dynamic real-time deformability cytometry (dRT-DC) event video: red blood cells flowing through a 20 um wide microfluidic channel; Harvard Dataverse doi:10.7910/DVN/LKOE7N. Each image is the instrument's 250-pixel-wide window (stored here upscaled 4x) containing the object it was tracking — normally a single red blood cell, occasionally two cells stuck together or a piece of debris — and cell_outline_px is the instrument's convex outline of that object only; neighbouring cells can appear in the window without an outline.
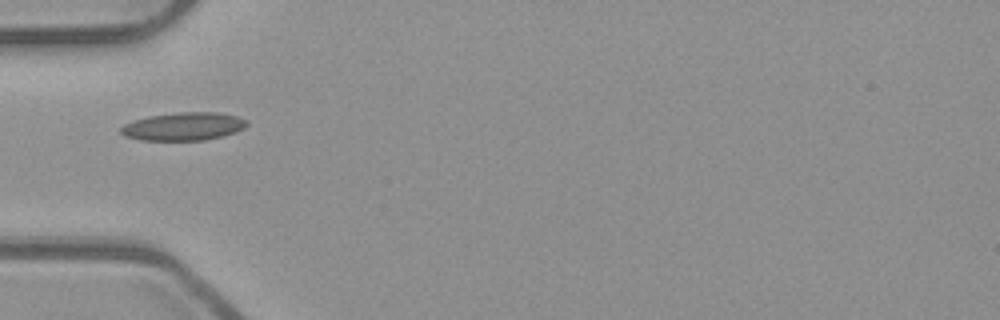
{"species": "common noctule bat (a hibernating species)", "species_latin": "Nyctalus noctula", "temperature_condition": "room temperature", "stored_images_in_passage": 11, "camera_frame_rate_fps": 3000, "um_per_image_px": 0.085, "animal": {"sex": "male", "body_mass_g": 23.1, "forearm_length_mm": 52.7}, "frame": {"image": 1, "passage_image": 1, "time_ms": 0.0, "image_size_px": [1000, 320], "cell_outline_px": [[248, 124], [244, 128], [236, 132], [224, 136], [204, 140], [140, 140], [124, 136], [120, 132], [120, 128], [124, 124], [148, 116], [180, 112], [220, 112], [236, 116], [248, 120]], "centroid_in_image_um": [15.63, 10.75], "position_along_channel_um": 69.4, "area_um2": 20.69}}